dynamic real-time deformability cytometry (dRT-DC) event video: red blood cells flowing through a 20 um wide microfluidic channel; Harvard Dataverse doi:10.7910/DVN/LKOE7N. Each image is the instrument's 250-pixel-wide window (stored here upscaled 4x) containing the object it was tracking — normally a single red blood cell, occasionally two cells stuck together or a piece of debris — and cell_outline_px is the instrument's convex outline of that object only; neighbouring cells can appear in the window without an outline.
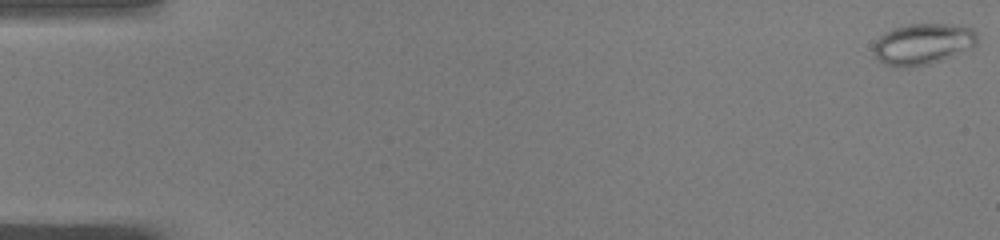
{"species": "common noctule bat (a hibernating species)", "species_latin": "Nyctalus noctula", "temperature_condition": "warm", "stored_images_in_passage": 44, "camera_frame_rate_fps": 3000, "um_per_image_px": 0.085, "animal": {"sex": "male", "body_mass_g": 19.0, "forearm_length_mm": 50.8}, "frame": {"image": 1, "passage_image": 1, "time_ms": 0.0, "image_size_px": [1000, 240], "cell_outline_px": [[976, 44], [952, 56], [912, 68], [900, 68], [884, 64], [872, 52], [872, 48], [876, 40], [884, 32], [892, 28], [908, 24], [948, 24], [972, 28], [976, 32]], "centroid_in_image_um": [78.37, 3.74], "position_along_channel_um": 6.6, "area_um2": 24.74}}
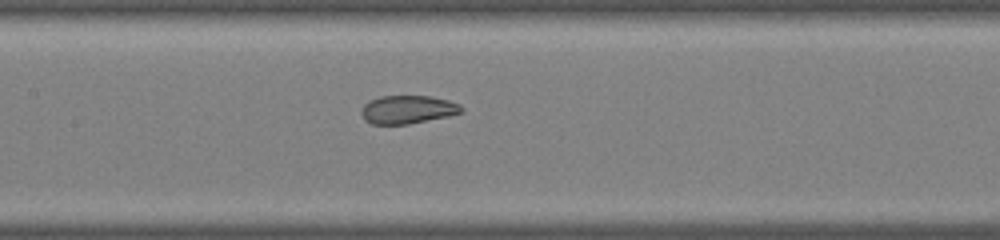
{"frame": {"image": 2, "passage_image": 25, "time_ms": 8.0, "image_size_px": [1000, 240], "cell_outline_px": [[464, 108], [460, 112], [448, 116], [408, 124], [372, 124], [364, 120], [360, 112], [364, 104], [368, 100], [380, 96], [432, 96], [448, 100], [460, 104]], "centroid_in_image_um": [34.62, 9.3], "position_along_channel_um": 172.8, "area_um2": 16.53}}
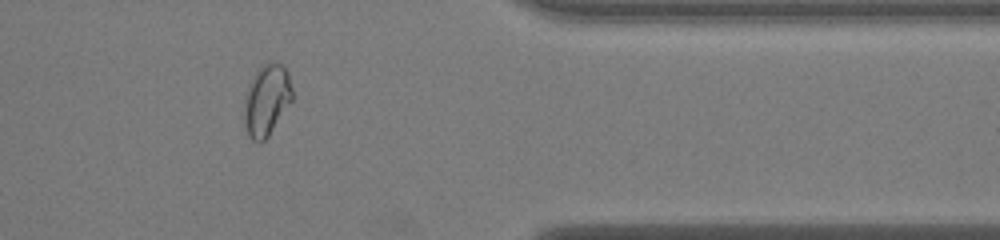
{"frame": {"image": 3, "passage_image": 42, "time_ms": 13.667, "image_size_px": [1000, 240], "cell_outline_px": [[292, 100], [268, 136], [260, 144], [252, 140], [248, 136], [244, 124], [244, 108], [248, 84], [256, 72], [264, 64], [272, 60], [276, 60], [288, 72], [292, 88]], "centroid_in_image_um": [22.66, 8.51], "position_along_channel_um": 388.7, "area_um2": 19.94}, "authors_computed_cell_mechanics": {"area_um2": 19.363, "velocity_mm_per_s": 4.0872, "shape_relaxation_time_tau1_ms": null, "shape_relaxation_time_tau2_ms": 0.7052, "deformation_change_tau1": null, "deformation_change_tau2": 0.0618}}